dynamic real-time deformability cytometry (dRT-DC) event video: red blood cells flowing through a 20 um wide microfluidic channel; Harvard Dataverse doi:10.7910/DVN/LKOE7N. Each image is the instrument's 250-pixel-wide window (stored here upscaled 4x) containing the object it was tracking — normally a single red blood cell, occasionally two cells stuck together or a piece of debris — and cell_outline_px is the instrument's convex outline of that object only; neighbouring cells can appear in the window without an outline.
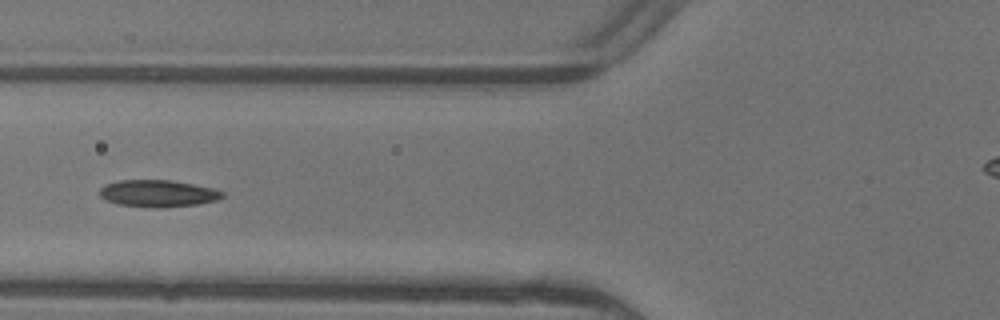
{"species": "common noctule bat (a hibernating species)", "species_latin": "Nyctalus noctula", "temperature_condition": "warm", "stored_images_in_passage": 7, "camera_frame_rate_fps": 3000, "um_per_image_px": 0.085, "animal": {"sex": "female"}, "frame": {"image": 1, "passage_image": 6, "time_ms": 1.667, "image_size_px": [1000, 320], "cell_outline_px": [[224, 196], [216, 200], [196, 204], [164, 208], [156, 208], [116, 204], [104, 200], [100, 196], [100, 188], [104, 184], [120, 180], [172, 180], [212, 188], [224, 192]], "centroid_in_image_um": [13.38, 16.44], "position_along_channel_um": 112.4, "area_um2": 19.36}}
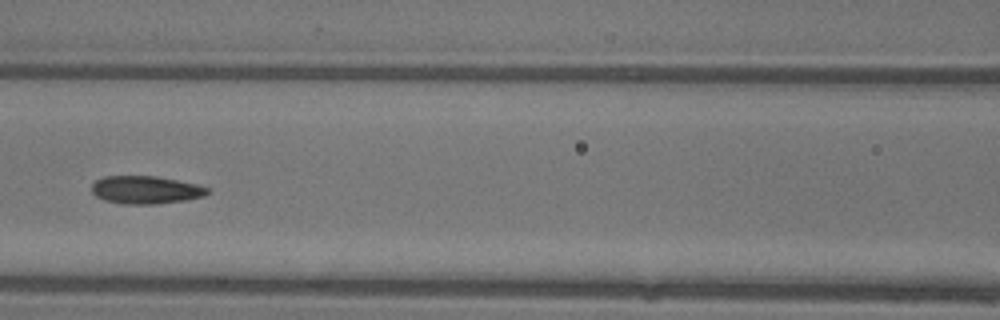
{"frame": {"image": 2, "passage_image": 7, "time_ms": 2.0, "image_size_px": [1000, 320], "cell_outline_px": [[212, 192], [204, 196], [184, 200], [156, 204], [120, 204], [104, 200], [96, 196], [92, 192], [92, 184], [96, 180], [104, 176], [156, 176], [196, 184], [208, 188]], "centroid_in_image_um": [12.38, 16.14], "position_along_channel_um": 154.2, "area_um2": 18.84}}